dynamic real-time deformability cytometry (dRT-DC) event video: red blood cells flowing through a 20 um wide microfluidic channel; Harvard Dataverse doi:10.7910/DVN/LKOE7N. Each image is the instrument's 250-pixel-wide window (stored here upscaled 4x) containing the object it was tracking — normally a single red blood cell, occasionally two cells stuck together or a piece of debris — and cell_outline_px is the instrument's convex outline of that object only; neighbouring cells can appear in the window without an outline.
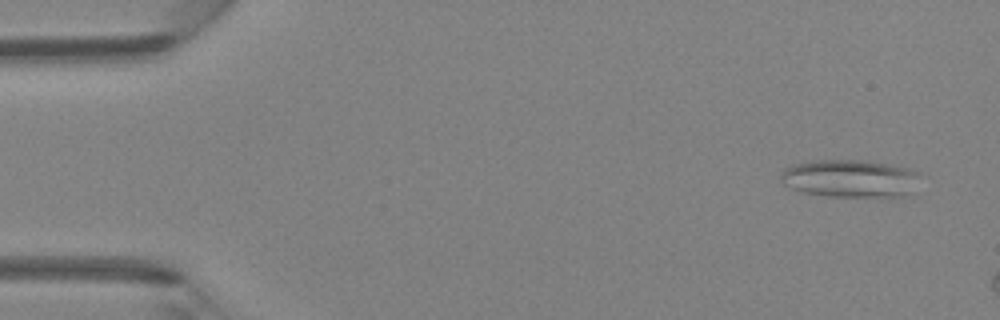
{"species": "Egyptian fruit bat (a non-hibernating species)", "species_latin": "Rousettus aegyptiacus", "temperature_condition": "room temperature", "stored_images_in_passage": 2, "camera_frame_rate_fps": 3000, "um_per_image_px": 0.085, "animal": {"sex": "female"}, "frame": {"image": 1, "passage_image": 1, "time_ms": 0.0, "image_size_px": [1000, 320], "cell_outline_px": [[920, 172], [912, 192], [904, 196], [828, 196], [804, 192], [792, 188], [784, 184], [780, 176], [780, 172], [784, 168], [808, 160], [864, 160], [892, 164], [912, 168]], "centroid_in_image_um": [72.28, 15.15], "position_along_channel_um": 12.7, "area_um2": 30.75}}